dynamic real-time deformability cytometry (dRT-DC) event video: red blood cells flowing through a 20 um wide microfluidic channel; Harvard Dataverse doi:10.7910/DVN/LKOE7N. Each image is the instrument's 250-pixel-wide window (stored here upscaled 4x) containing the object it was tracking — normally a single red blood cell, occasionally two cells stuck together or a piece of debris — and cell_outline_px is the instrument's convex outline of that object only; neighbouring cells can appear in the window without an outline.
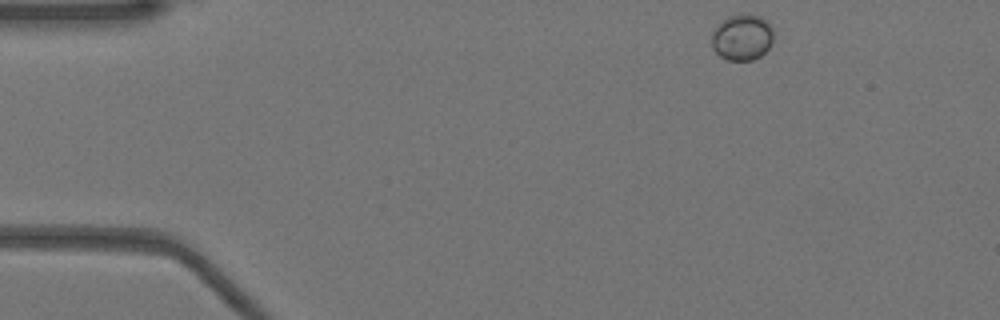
{"species": "Egyptian fruit bat (a non-hibernating species)", "species_latin": "Rousettus aegyptiacus", "temperature_condition": "warm", "stored_images_in_passage": 46, "camera_frame_rate_fps": 3000, "um_per_image_px": 0.085, "animal": {"sex": "female"}, "frame": {"image": 1, "passage_image": 1, "time_ms": 0.0, "image_size_px": [1000, 320], "cell_outline_px": [[772, 40], [768, 48], [760, 56], [752, 60], [728, 60], [720, 56], [712, 48], [712, 32], [716, 24], [728, 16], [744, 12], [752, 12], [760, 16], [772, 28]], "centroid_in_image_um": [63.05, 3.13], "position_along_channel_um": 22.0, "area_um2": 16.82}}
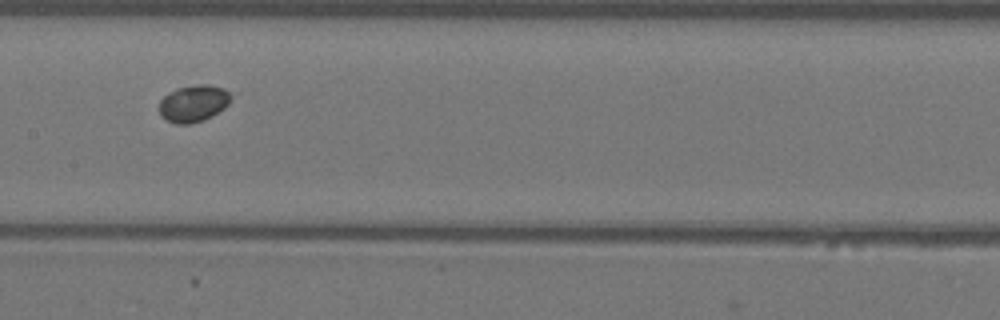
{"frame": {"image": 2, "passage_image": 20, "time_ms": 6.333, "image_size_px": [1000, 320], "cell_outline_px": [[232, 96], [228, 104], [224, 108], [212, 116], [204, 120], [188, 124], [176, 124], [160, 116], [160, 100], [168, 92], [176, 88], [196, 84], [208, 84], [224, 88]], "centroid_in_image_um": [16.45, 8.78], "position_along_channel_um": 191.0, "area_um2": 15.49}}
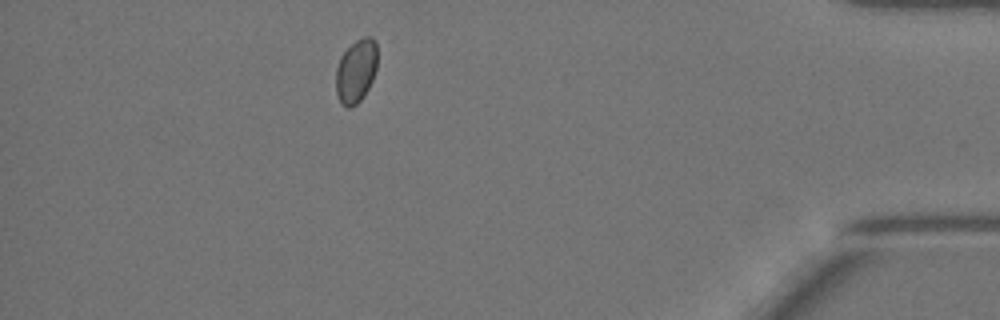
{"frame": {"image": 3, "passage_image": 40, "time_ms": 13.0, "image_size_px": [1000, 320], "cell_outline_px": [[376, 68], [372, 80], [364, 96], [356, 104], [348, 108], [340, 100], [336, 92], [336, 68], [340, 56], [356, 40], [364, 36], [372, 36], [376, 40]], "centroid_in_image_um": [30.27, 6.0], "position_along_channel_um": 404.9, "area_um2": 15.2}, "authors_computed_cell_mechanics": {"area_um2": 15.2014, "velocity_mm_per_s": 3.9368, "shape_relaxation_time_tau1_ms": null, "shape_relaxation_time_tau2_ms": 8.3903, "deformation_change_tau1": null, "deformation_change_tau2": 0.0434}}